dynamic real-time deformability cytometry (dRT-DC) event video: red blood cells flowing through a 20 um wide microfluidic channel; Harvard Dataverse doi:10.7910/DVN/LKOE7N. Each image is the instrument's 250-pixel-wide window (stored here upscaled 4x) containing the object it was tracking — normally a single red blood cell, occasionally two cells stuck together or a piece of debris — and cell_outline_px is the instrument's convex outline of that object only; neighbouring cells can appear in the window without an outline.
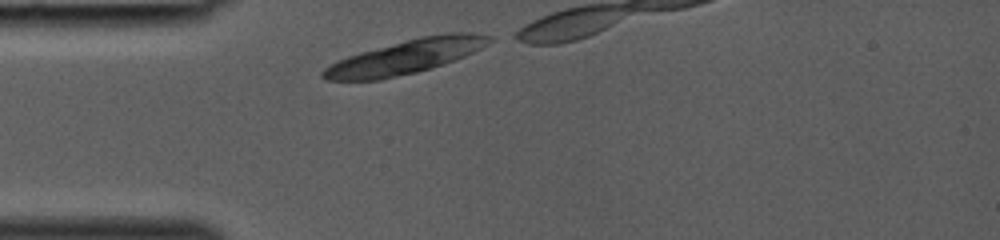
{"species": "common noctule bat (a hibernating species)", "species_latin": "Nyctalus noctula", "temperature_condition": "room temperature", "stored_images_in_passage": 7, "camera_frame_rate_fps": 3000, "um_per_image_px": 0.085, "animal": {"sex": "female", "body_mass_g": 19.0, "forearm_length_mm": 53.3}, "frame": {"image": 1, "passage_image": 1, "time_ms": 0.0, "image_size_px": [1000, 240], "cell_outline_px": [[496, 40], [456, 60], [432, 68], [416, 72], [380, 80], [324, 80], [320, 76], [320, 72], [324, 68], [348, 56], [360, 52], [420, 36], [448, 32], [468, 32], [492, 36]], "centroid_in_image_um": [34.51, 4.82], "position_along_channel_um": 50.5, "area_um2": 33.0}}